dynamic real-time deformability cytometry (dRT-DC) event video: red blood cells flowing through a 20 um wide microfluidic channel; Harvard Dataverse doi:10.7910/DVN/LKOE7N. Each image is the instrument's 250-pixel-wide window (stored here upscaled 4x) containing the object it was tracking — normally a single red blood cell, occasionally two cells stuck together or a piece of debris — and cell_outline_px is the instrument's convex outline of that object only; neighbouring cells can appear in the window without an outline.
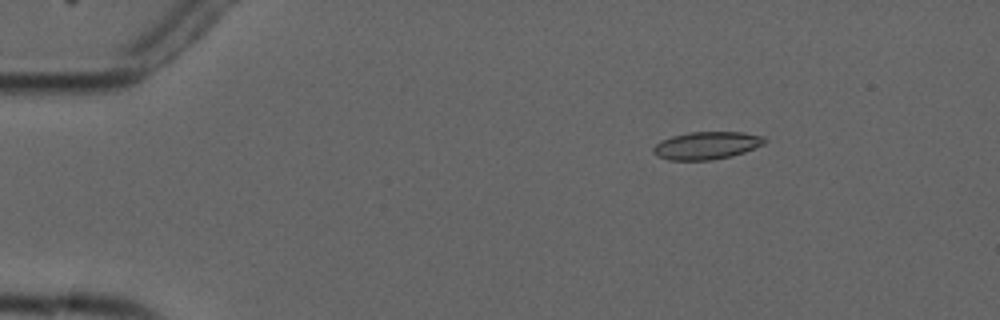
{"species": "common noctule bat (a hibernating species)", "species_latin": "Nyctalus noctula", "temperature_condition": "cold", "stored_images_in_passage": 5, "camera_frame_rate_fps": 3000, "um_per_image_px": 0.085, "animal": {"sex": "male", "forearm_length_mm": 52.5}, "frame": {"image": 1, "passage_image": 2, "time_ms": 1.333, "image_size_px": [1000, 320], "cell_outline_px": [[768, 140], [764, 144], [744, 152], [732, 156], [712, 160], [668, 160], [656, 156], [652, 152], [652, 148], [660, 140], [672, 136], [688, 132], [744, 132], [764, 136]], "centroid_in_image_um": [60.05, 12.36], "position_along_channel_um": 24.9, "area_um2": 18.15}}